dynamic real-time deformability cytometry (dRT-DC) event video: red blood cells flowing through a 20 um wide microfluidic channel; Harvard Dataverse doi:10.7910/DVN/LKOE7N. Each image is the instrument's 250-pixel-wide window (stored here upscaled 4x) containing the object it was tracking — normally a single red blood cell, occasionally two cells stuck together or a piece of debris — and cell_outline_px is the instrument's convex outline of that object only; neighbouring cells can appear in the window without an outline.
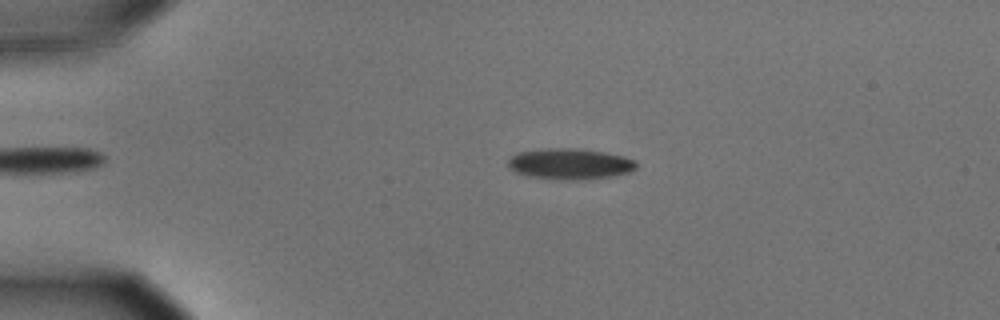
{"species": "common noctule bat (a hibernating species)", "species_latin": "Nyctalus noctula", "temperature_condition": "cold", "stored_images_in_passage": 48, "camera_frame_rate_fps": 3000, "um_per_image_px": 0.085, "animal": {"sex": "male", "body_mass_g": 15.6}, "frame": {"image": 1, "passage_image": 11, "time_ms": 3.333, "image_size_px": [1000, 320], "cell_outline_px": [[636, 168], [628, 172], [612, 176], [584, 180], [560, 180], [528, 176], [516, 172], [508, 168], [508, 160], [516, 152], [548, 148], [576, 148], [604, 152], [620, 156], [632, 160], [636, 164]], "centroid_in_image_um": [48.38, 13.94], "position_along_channel_um": 36.6, "area_um2": 23.06}}
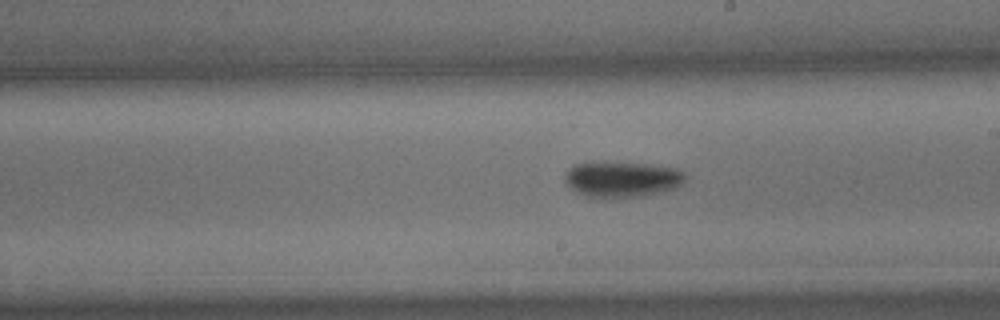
{"frame": {"image": 2, "passage_image": 31, "time_ms": 10.0, "image_size_px": [1000, 320], "cell_outline_px": [[688, 176], [684, 184], [676, 188], [664, 192], [644, 196], [600, 200], [584, 196], [576, 192], [564, 180], [564, 172], [572, 164], [592, 160], [604, 160], [644, 164], [676, 168], [684, 172]], "centroid_in_image_um": [52.83, 15.23], "position_along_channel_um": 236.2, "area_um2": 26.59}}
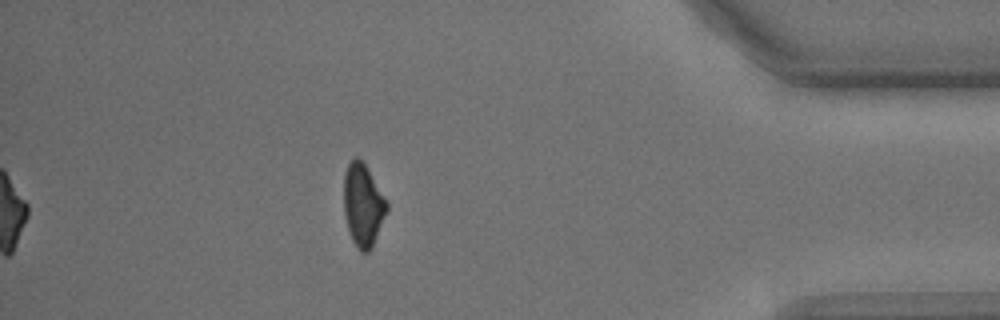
{"frame": {"image": 3, "passage_image": 48, "time_ms": 15.667, "image_size_px": [1000, 320], "cell_outline_px": [[388, 208], [372, 248], [368, 252], [360, 252], [356, 248], [352, 240], [344, 216], [344, 172], [348, 164], [356, 156], [364, 164], [388, 204]], "centroid_in_image_um": [30.83, 17.48], "position_along_channel_um": 404.4, "area_um2": 20.35}, "authors_computed_cell_mechanics": {"area_um2": 23.12, "velocity_mm_per_s": 3.6272, "shape_relaxation_time_tau1_ms": 3.1688, "shape_relaxation_time_tau2_ms": null, "deformation_change_tau1": 0.1077, "deformation_change_tau2": null}}